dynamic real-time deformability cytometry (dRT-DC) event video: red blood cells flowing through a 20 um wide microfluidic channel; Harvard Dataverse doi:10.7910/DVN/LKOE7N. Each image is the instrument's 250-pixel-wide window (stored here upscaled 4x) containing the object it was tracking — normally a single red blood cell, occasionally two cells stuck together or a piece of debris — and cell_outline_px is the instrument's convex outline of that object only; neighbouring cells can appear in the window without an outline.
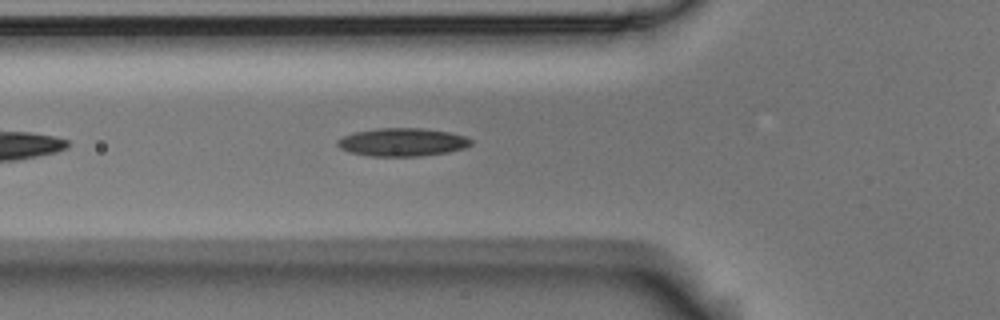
{"species": "Egyptian fruit bat (a non-hibernating species)", "species_latin": "Rousettus aegyptiacus", "temperature_condition": "room temperature", "stored_images_in_passage": 38, "camera_frame_rate_fps": 3000, "um_per_image_px": 0.085, "animal": {"sex": "male"}, "frame": {"image": 1, "passage_image": 7, "time_ms": 2.0, "image_size_px": [1000, 320], "cell_outline_px": [[472, 144], [464, 148], [448, 152], [420, 156], [368, 156], [348, 152], [340, 148], [336, 144], [336, 140], [352, 132], [376, 128], [420, 128], [448, 132], [464, 136], [472, 140]], "centroid_in_image_um": [34.15, 12.08], "position_along_channel_um": 91.7, "area_um2": 21.96}}
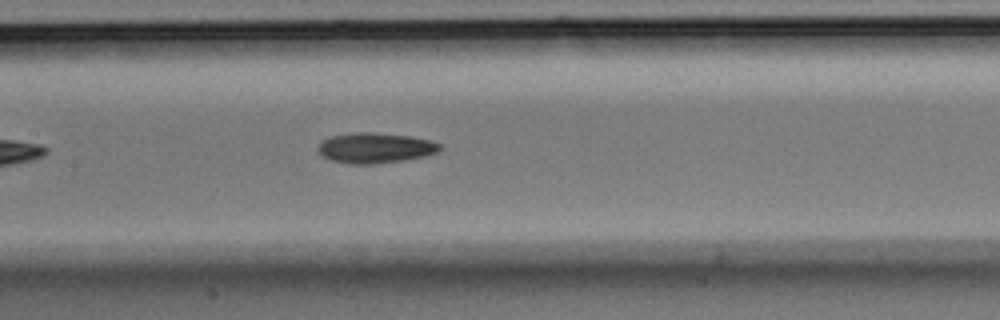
{"frame": {"image": 2, "passage_image": 14, "time_ms": 4.333, "image_size_px": [1000, 320], "cell_outline_px": [[440, 148], [436, 152], [424, 156], [404, 160], [372, 164], [352, 164], [332, 160], [324, 156], [316, 148], [328, 136], [352, 132], [372, 132], [408, 136], [428, 140], [440, 144]], "centroid_in_image_um": [31.85, 12.56], "position_along_channel_um": 175.5, "area_um2": 21.27}}
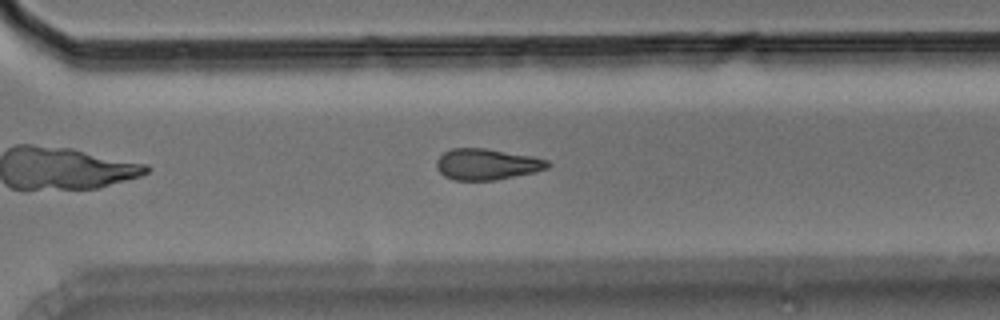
{"frame": {"image": 3, "passage_image": 27, "time_ms": 8.667, "image_size_px": [1000, 320], "cell_outline_px": [[552, 164], [548, 168], [532, 172], [496, 180], [452, 180], [444, 176], [436, 168], [436, 160], [444, 152], [452, 148], [488, 148], [532, 156], [548, 160]], "centroid_in_image_um": [41.37, 13.95], "position_along_channel_um": 329.2, "area_um2": 20.23}}